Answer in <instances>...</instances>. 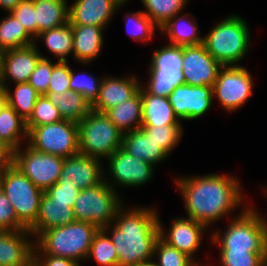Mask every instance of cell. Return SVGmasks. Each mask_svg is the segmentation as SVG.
<instances>
[{
	"label": "cell",
	"mask_w": 267,
	"mask_h": 266,
	"mask_svg": "<svg viewBox=\"0 0 267 266\" xmlns=\"http://www.w3.org/2000/svg\"><path fill=\"white\" fill-rule=\"evenodd\" d=\"M174 180L182 195L187 217L211 229L219 220L232 216L236 209L244 210L250 205L243 195L240 179L229 173L181 175Z\"/></svg>",
	"instance_id": "6da1fadb"
},
{
	"label": "cell",
	"mask_w": 267,
	"mask_h": 266,
	"mask_svg": "<svg viewBox=\"0 0 267 266\" xmlns=\"http://www.w3.org/2000/svg\"><path fill=\"white\" fill-rule=\"evenodd\" d=\"M124 206L118 210L114 222L102 228L115 246L118 266L150 262L159 238L157 209Z\"/></svg>",
	"instance_id": "7a4b0ae2"
},
{
	"label": "cell",
	"mask_w": 267,
	"mask_h": 266,
	"mask_svg": "<svg viewBox=\"0 0 267 266\" xmlns=\"http://www.w3.org/2000/svg\"><path fill=\"white\" fill-rule=\"evenodd\" d=\"M262 215L255 206L248 205L229 218L225 230H212L209 242L219 250L267 252V218Z\"/></svg>",
	"instance_id": "3957f363"
},
{
	"label": "cell",
	"mask_w": 267,
	"mask_h": 266,
	"mask_svg": "<svg viewBox=\"0 0 267 266\" xmlns=\"http://www.w3.org/2000/svg\"><path fill=\"white\" fill-rule=\"evenodd\" d=\"M246 20L237 14H230L217 22L203 36L206 50L222 66H240L251 46V31Z\"/></svg>",
	"instance_id": "277c9868"
},
{
	"label": "cell",
	"mask_w": 267,
	"mask_h": 266,
	"mask_svg": "<svg viewBox=\"0 0 267 266\" xmlns=\"http://www.w3.org/2000/svg\"><path fill=\"white\" fill-rule=\"evenodd\" d=\"M99 228L91 223L77 221L41 232L34 246L43 254L85 262L91 243Z\"/></svg>",
	"instance_id": "5b68a950"
},
{
	"label": "cell",
	"mask_w": 267,
	"mask_h": 266,
	"mask_svg": "<svg viewBox=\"0 0 267 266\" xmlns=\"http://www.w3.org/2000/svg\"><path fill=\"white\" fill-rule=\"evenodd\" d=\"M79 153L107 160L121 148L123 132L102 112L90 111L78 123Z\"/></svg>",
	"instance_id": "8992f818"
},
{
	"label": "cell",
	"mask_w": 267,
	"mask_h": 266,
	"mask_svg": "<svg viewBox=\"0 0 267 266\" xmlns=\"http://www.w3.org/2000/svg\"><path fill=\"white\" fill-rule=\"evenodd\" d=\"M119 195L104 180L80 190L73 205L76 220L94 224L99 229L108 226L114 222L118 210L125 204Z\"/></svg>",
	"instance_id": "52a82bcc"
},
{
	"label": "cell",
	"mask_w": 267,
	"mask_h": 266,
	"mask_svg": "<svg viewBox=\"0 0 267 266\" xmlns=\"http://www.w3.org/2000/svg\"><path fill=\"white\" fill-rule=\"evenodd\" d=\"M1 190L13 205L18 220L29 229L38 217L43 191L15 165L1 173Z\"/></svg>",
	"instance_id": "ba28073f"
},
{
	"label": "cell",
	"mask_w": 267,
	"mask_h": 266,
	"mask_svg": "<svg viewBox=\"0 0 267 266\" xmlns=\"http://www.w3.org/2000/svg\"><path fill=\"white\" fill-rule=\"evenodd\" d=\"M26 144L34 150L67 158L79 153L78 123L62 120L31 128Z\"/></svg>",
	"instance_id": "9c48e42d"
},
{
	"label": "cell",
	"mask_w": 267,
	"mask_h": 266,
	"mask_svg": "<svg viewBox=\"0 0 267 266\" xmlns=\"http://www.w3.org/2000/svg\"><path fill=\"white\" fill-rule=\"evenodd\" d=\"M253 78L245 66H223L213 86V98L226 112H235L253 95Z\"/></svg>",
	"instance_id": "30bf717a"
},
{
	"label": "cell",
	"mask_w": 267,
	"mask_h": 266,
	"mask_svg": "<svg viewBox=\"0 0 267 266\" xmlns=\"http://www.w3.org/2000/svg\"><path fill=\"white\" fill-rule=\"evenodd\" d=\"M64 158L34 150L26 143L14 151V165L43 192L57 183Z\"/></svg>",
	"instance_id": "8fae6325"
},
{
	"label": "cell",
	"mask_w": 267,
	"mask_h": 266,
	"mask_svg": "<svg viewBox=\"0 0 267 266\" xmlns=\"http://www.w3.org/2000/svg\"><path fill=\"white\" fill-rule=\"evenodd\" d=\"M107 162L108 169L104 168V172L107 171L104 173V181L116 191L120 186V188L144 186L151 182L155 175L154 165L131 156L122 148L114 152Z\"/></svg>",
	"instance_id": "7c38bea8"
},
{
	"label": "cell",
	"mask_w": 267,
	"mask_h": 266,
	"mask_svg": "<svg viewBox=\"0 0 267 266\" xmlns=\"http://www.w3.org/2000/svg\"><path fill=\"white\" fill-rule=\"evenodd\" d=\"M158 218L159 237L167 244L175 247L180 252L186 254L193 259L199 266H209V263L204 265L201 260L194 258L196 253L201 248V242L206 232L210 231L208 227L202 223L197 222L189 217L173 218L170 227L167 231L164 225Z\"/></svg>",
	"instance_id": "4fadbf2b"
},
{
	"label": "cell",
	"mask_w": 267,
	"mask_h": 266,
	"mask_svg": "<svg viewBox=\"0 0 267 266\" xmlns=\"http://www.w3.org/2000/svg\"><path fill=\"white\" fill-rule=\"evenodd\" d=\"M177 118L193 121L201 118L210 110L214 98L212 86L181 84L167 97Z\"/></svg>",
	"instance_id": "5bb4252c"
},
{
	"label": "cell",
	"mask_w": 267,
	"mask_h": 266,
	"mask_svg": "<svg viewBox=\"0 0 267 266\" xmlns=\"http://www.w3.org/2000/svg\"><path fill=\"white\" fill-rule=\"evenodd\" d=\"M223 66L206 50L203 43L182 46L184 83L194 86H214Z\"/></svg>",
	"instance_id": "9a60e30c"
},
{
	"label": "cell",
	"mask_w": 267,
	"mask_h": 266,
	"mask_svg": "<svg viewBox=\"0 0 267 266\" xmlns=\"http://www.w3.org/2000/svg\"><path fill=\"white\" fill-rule=\"evenodd\" d=\"M41 54L35 44L0 53V85L28 82Z\"/></svg>",
	"instance_id": "2e32d148"
},
{
	"label": "cell",
	"mask_w": 267,
	"mask_h": 266,
	"mask_svg": "<svg viewBox=\"0 0 267 266\" xmlns=\"http://www.w3.org/2000/svg\"><path fill=\"white\" fill-rule=\"evenodd\" d=\"M102 162L80 153L64 158L57 184L77 185L80 190L93 187L104 180Z\"/></svg>",
	"instance_id": "e0dca14e"
},
{
	"label": "cell",
	"mask_w": 267,
	"mask_h": 266,
	"mask_svg": "<svg viewBox=\"0 0 267 266\" xmlns=\"http://www.w3.org/2000/svg\"><path fill=\"white\" fill-rule=\"evenodd\" d=\"M129 0H74L69 4L71 25H92L106 28L118 9Z\"/></svg>",
	"instance_id": "ac0fdd59"
},
{
	"label": "cell",
	"mask_w": 267,
	"mask_h": 266,
	"mask_svg": "<svg viewBox=\"0 0 267 266\" xmlns=\"http://www.w3.org/2000/svg\"><path fill=\"white\" fill-rule=\"evenodd\" d=\"M136 75L122 77L105 74L102 78L99 96L92 104V109L105 113L107 110L132 98L141 86Z\"/></svg>",
	"instance_id": "d6986e66"
},
{
	"label": "cell",
	"mask_w": 267,
	"mask_h": 266,
	"mask_svg": "<svg viewBox=\"0 0 267 266\" xmlns=\"http://www.w3.org/2000/svg\"><path fill=\"white\" fill-rule=\"evenodd\" d=\"M33 250L29 230L0 231V266H32Z\"/></svg>",
	"instance_id": "ffe728a7"
},
{
	"label": "cell",
	"mask_w": 267,
	"mask_h": 266,
	"mask_svg": "<svg viewBox=\"0 0 267 266\" xmlns=\"http://www.w3.org/2000/svg\"><path fill=\"white\" fill-rule=\"evenodd\" d=\"M71 28L73 31L72 57L82 66L88 67L101 55L106 28L92 25H71Z\"/></svg>",
	"instance_id": "44dd1931"
},
{
	"label": "cell",
	"mask_w": 267,
	"mask_h": 266,
	"mask_svg": "<svg viewBox=\"0 0 267 266\" xmlns=\"http://www.w3.org/2000/svg\"><path fill=\"white\" fill-rule=\"evenodd\" d=\"M75 220L72 203H55L43 192L38 217L28 230L35 239L43 231L70 224Z\"/></svg>",
	"instance_id": "7402d4cb"
},
{
	"label": "cell",
	"mask_w": 267,
	"mask_h": 266,
	"mask_svg": "<svg viewBox=\"0 0 267 266\" xmlns=\"http://www.w3.org/2000/svg\"><path fill=\"white\" fill-rule=\"evenodd\" d=\"M121 148L133 157L141 159L156 167L169 155L157 144L142 127L123 133Z\"/></svg>",
	"instance_id": "603a6c76"
},
{
	"label": "cell",
	"mask_w": 267,
	"mask_h": 266,
	"mask_svg": "<svg viewBox=\"0 0 267 266\" xmlns=\"http://www.w3.org/2000/svg\"><path fill=\"white\" fill-rule=\"evenodd\" d=\"M183 13L170 19L160 28L159 33L164 34V37L167 35L170 45L186 46L203 43V35L201 36L198 28V20L191 13Z\"/></svg>",
	"instance_id": "cb8c5ba5"
},
{
	"label": "cell",
	"mask_w": 267,
	"mask_h": 266,
	"mask_svg": "<svg viewBox=\"0 0 267 266\" xmlns=\"http://www.w3.org/2000/svg\"><path fill=\"white\" fill-rule=\"evenodd\" d=\"M142 126L182 125L167 97L149 94L142 86Z\"/></svg>",
	"instance_id": "d4e9b609"
},
{
	"label": "cell",
	"mask_w": 267,
	"mask_h": 266,
	"mask_svg": "<svg viewBox=\"0 0 267 266\" xmlns=\"http://www.w3.org/2000/svg\"><path fill=\"white\" fill-rule=\"evenodd\" d=\"M36 16V36L69 22L67 0H33Z\"/></svg>",
	"instance_id": "484cf974"
},
{
	"label": "cell",
	"mask_w": 267,
	"mask_h": 266,
	"mask_svg": "<svg viewBox=\"0 0 267 266\" xmlns=\"http://www.w3.org/2000/svg\"><path fill=\"white\" fill-rule=\"evenodd\" d=\"M45 96L58 108L64 120L79 123L92 110L91 103L80 93L63 91L47 92Z\"/></svg>",
	"instance_id": "4316f807"
},
{
	"label": "cell",
	"mask_w": 267,
	"mask_h": 266,
	"mask_svg": "<svg viewBox=\"0 0 267 266\" xmlns=\"http://www.w3.org/2000/svg\"><path fill=\"white\" fill-rule=\"evenodd\" d=\"M105 114L123 133L142 127V98L138 91L132 98L107 110Z\"/></svg>",
	"instance_id": "83f0119b"
},
{
	"label": "cell",
	"mask_w": 267,
	"mask_h": 266,
	"mask_svg": "<svg viewBox=\"0 0 267 266\" xmlns=\"http://www.w3.org/2000/svg\"><path fill=\"white\" fill-rule=\"evenodd\" d=\"M0 141L14 151L27 142L26 121L8 104L0 111Z\"/></svg>",
	"instance_id": "f1b7e54d"
},
{
	"label": "cell",
	"mask_w": 267,
	"mask_h": 266,
	"mask_svg": "<svg viewBox=\"0 0 267 266\" xmlns=\"http://www.w3.org/2000/svg\"><path fill=\"white\" fill-rule=\"evenodd\" d=\"M34 40H40L45 44V49L56 58L57 61H69L68 56H73V31L71 23L44 31L37 35Z\"/></svg>",
	"instance_id": "f546056e"
},
{
	"label": "cell",
	"mask_w": 267,
	"mask_h": 266,
	"mask_svg": "<svg viewBox=\"0 0 267 266\" xmlns=\"http://www.w3.org/2000/svg\"><path fill=\"white\" fill-rule=\"evenodd\" d=\"M35 43L34 38L10 13L0 20V53L27 47Z\"/></svg>",
	"instance_id": "4dcf8cb0"
},
{
	"label": "cell",
	"mask_w": 267,
	"mask_h": 266,
	"mask_svg": "<svg viewBox=\"0 0 267 266\" xmlns=\"http://www.w3.org/2000/svg\"><path fill=\"white\" fill-rule=\"evenodd\" d=\"M184 84L182 70L148 69L146 83L141 86L151 95L168 97L175 87Z\"/></svg>",
	"instance_id": "1f68e13d"
},
{
	"label": "cell",
	"mask_w": 267,
	"mask_h": 266,
	"mask_svg": "<svg viewBox=\"0 0 267 266\" xmlns=\"http://www.w3.org/2000/svg\"><path fill=\"white\" fill-rule=\"evenodd\" d=\"M12 85L14 88L13 91H11L12 89L9 85L5 87L7 104L27 121L32 115L36 100L40 94L29 84V82L15 83Z\"/></svg>",
	"instance_id": "d6a6232c"
},
{
	"label": "cell",
	"mask_w": 267,
	"mask_h": 266,
	"mask_svg": "<svg viewBox=\"0 0 267 266\" xmlns=\"http://www.w3.org/2000/svg\"><path fill=\"white\" fill-rule=\"evenodd\" d=\"M190 0H141L143 13L159 28L165 25L177 14L182 13Z\"/></svg>",
	"instance_id": "836d02e7"
},
{
	"label": "cell",
	"mask_w": 267,
	"mask_h": 266,
	"mask_svg": "<svg viewBox=\"0 0 267 266\" xmlns=\"http://www.w3.org/2000/svg\"><path fill=\"white\" fill-rule=\"evenodd\" d=\"M124 16L126 32L137 42L149 43L153 35H156V30L160 32V28L142 10L126 12Z\"/></svg>",
	"instance_id": "e575fe53"
},
{
	"label": "cell",
	"mask_w": 267,
	"mask_h": 266,
	"mask_svg": "<svg viewBox=\"0 0 267 266\" xmlns=\"http://www.w3.org/2000/svg\"><path fill=\"white\" fill-rule=\"evenodd\" d=\"M93 259L99 266H118L115 246L110 237L99 229L91 243L86 261Z\"/></svg>",
	"instance_id": "d590c367"
},
{
	"label": "cell",
	"mask_w": 267,
	"mask_h": 266,
	"mask_svg": "<svg viewBox=\"0 0 267 266\" xmlns=\"http://www.w3.org/2000/svg\"><path fill=\"white\" fill-rule=\"evenodd\" d=\"M153 259L155 266H199L189 256L170 246L160 237L155 242Z\"/></svg>",
	"instance_id": "8d00e7d4"
},
{
	"label": "cell",
	"mask_w": 267,
	"mask_h": 266,
	"mask_svg": "<svg viewBox=\"0 0 267 266\" xmlns=\"http://www.w3.org/2000/svg\"><path fill=\"white\" fill-rule=\"evenodd\" d=\"M183 125L165 126H142L151 135L153 140L170 156L171 152L182 140L184 129Z\"/></svg>",
	"instance_id": "74e56055"
},
{
	"label": "cell",
	"mask_w": 267,
	"mask_h": 266,
	"mask_svg": "<svg viewBox=\"0 0 267 266\" xmlns=\"http://www.w3.org/2000/svg\"><path fill=\"white\" fill-rule=\"evenodd\" d=\"M64 120L58 108L45 96L40 95L34 106L32 115L26 121L27 132L37 126Z\"/></svg>",
	"instance_id": "f35d334b"
},
{
	"label": "cell",
	"mask_w": 267,
	"mask_h": 266,
	"mask_svg": "<svg viewBox=\"0 0 267 266\" xmlns=\"http://www.w3.org/2000/svg\"><path fill=\"white\" fill-rule=\"evenodd\" d=\"M100 76H95L85 71L77 73L71 68L70 90L82 94L92 105L99 96L103 78L102 75Z\"/></svg>",
	"instance_id": "ab89813d"
},
{
	"label": "cell",
	"mask_w": 267,
	"mask_h": 266,
	"mask_svg": "<svg viewBox=\"0 0 267 266\" xmlns=\"http://www.w3.org/2000/svg\"><path fill=\"white\" fill-rule=\"evenodd\" d=\"M148 69H182V46L166 44L153 52Z\"/></svg>",
	"instance_id": "60d3db41"
},
{
	"label": "cell",
	"mask_w": 267,
	"mask_h": 266,
	"mask_svg": "<svg viewBox=\"0 0 267 266\" xmlns=\"http://www.w3.org/2000/svg\"><path fill=\"white\" fill-rule=\"evenodd\" d=\"M220 266H262L267 252L219 250Z\"/></svg>",
	"instance_id": "b9f144b4"
},
{
	"label": "cell",
	"mask_w": 267,
	"mask_h": 266,
	"mask_svg": "<svg viewBox=\"0 0 267 266\" xmlns=\"http://www.w3.org/2000/svg\"><path fill=\"white\" fill-rule=\"evenodd\" d=\"M34 44L37 46L41 58L37 62L35 70L31 74L28 82L40 95H45L48 91L53 65L56 61L53 62L48 55L46 56L41 52L37 41Z\"/></svg>",
	"instance_id": "7bdbcfd3"
},
{
	"label": "cell",
	"mask_w": 267,
	"mask_h": 266,
	"mask_svg": "<svg viewBox=\"0 0 267 266\" xmlns=\"http://www.w3.org/2000/svg\"><path fill=\"white\" fill-rule=\"evenodd\" d=\"M28 230L17 218L7 195L0 190V231Z\"/></svg>",
	"instance_id": "ee69618b"
},
{
	"label": "cell",
	"mask_w": 267,
	"mask_h": 266,
	"mask_svg": "<svg viewBox=\"0 0 267 266\" xmlns=\"http://www.w3.org/2000/svg\"><path fill=\"white\" fill-rule=\"evenodd\" d=\"M68 63L69 61H57L53 65L47 92L56 91L60 94L63 91H70L71 67Z\"/></svg>",
	"instance_id": "f6af8a7d"
},
{
	"label": "cell",
	"mask_w": 267,
	"mask_h": 266,
	"mask_svg": "<svg viewBox=\"0 0 267 266\" xmlns=\"http://www.w3.org/2000/svg\"><path fill=\"white\" fill-rule=\"evenodd\" d=\"M33 37H36V16L33 0H22L11 12Z\"/></svg>",
	"instance_id": "bcb514c9"
},
{
	"label": "cell",
	"mask_w": 267,
	"mask_h": 266,
	"mask_svg": "<svg viewBox=\"0 0 267 266\" xmlns=\"http://www.w3.org/2000/svg\"><path fill=\"white\" fill-rule=\"evenodd\" d=\"M44 192L52 199L53 202L72 203L73 208L80 189L77 187V185L55 183Z\"/></svg>",
	"instance_id": "7dc6e473"
},
{
	"label": "cell",
	"mask_w": 267,
	"mask_h": 266,
	"mask_svg": "<svg viewBox=\"0 0 267 266\" xmlns=\"http://www.w3.org/2000/svg\"><path fill=\"white\" fill-rule=\"evenodd\" d=\"M32 266H82V265L72 259L43 254L34 246Z\"/></svg>",
	"instance_id": "c3c4849f"
},
{
	"label": "cell",
	"mask_w": 267,
	"mask_h": 266,
	"mask_svg": "<svg viewBox=\"0 0 267 266\" xmlns=\"http://www.w3.org/2000/svg\"><path fill=\"white\" fill-rule=\"evenodd\" d=\"M14 165V150L0 141V173Z\"/></svg>",
	"instance_id": "681fc988"
},
{
	"label": "cell",
	"mask_w": 267,
	"mask_h": 266,
	"mask_svg": "<svg viewBox=\"0 0 267 266\" xmlns=\"http://www.w3.org/2000/svg\"><path fill=\"white\" fill-rule=\"evenodd\" d=\"M22 0H0V8L10 13Z\"/></svg>",
	"instance_id": "f907efd6"
},
{
	"label": "cell",
	"mask_w": 267,
	"mask_h": 266,
	"mask_svg": "<svg viewBox=\"0 0 267 266\" xmlns=\"http://www.w3.org/2000/svg\"><path fill=\"white\" fill-rule=\"evenodd\" d=\"M7 104V93L5 87L0 85V111Z\"/></svg>",
	"instance_id": "816d5d0a"
},
{
	"label": "cell",
	"mask_w": 267,
	"mask_h": 266,
	"mask_svg": "<svg viewBox=\"0 0 267 266\" xmlns=\"http://www.w3.org/2000/svg\"><path fill=\"white\" fill-rule=\"evenodd\" d=\"M134 266H155L153 260L150 261V262H146V263H141V264H138V265H134Z\"/></svg>",
	"instance_id": "f5cc1de1"
},
{
	"label": "cell",
	"mask_w": 267,
	"mask_h": 266,
	"mask_svg": "<svg viewBox=\"0 0 267 266\" xmlns=\"http://www.w3.org/2000/svg\"><path fill=\"white\" fill-rule=\"evenodd\" d=\"M261 188H262L263 193H264L263 195H265V197L267 198V185H264Z\"/></svg>",
	"instance_id": "db71d44e"
},
{
	"label": "cell",
	"mask_w": 267,
	"mask_h": 266,
	"mask_svg": "<svg viewBox=\"0 0 267 266\" xmlns=\"http://www.w3.org/2000/svg\"><path fill=\"white\" fill-rule=\"evenodd\" d=\"M262 266H267V254H266V257H265L264 260H263V264H262Z\"/></svg>",
	"instance_id": "11a10c76"
},
{
	"label": "cell",
	"mask_w": 267,
	"mask_h": 266,
	"mask_svg": "<svg viewBox=\"0 0 267 266\" xmlns=\"http://www.w3.org/2000/svg\"><path fill=\"white\" fill-rule=\"evenodd\" d=\"M0 190H1V173H0Z\"/></svg>",
	"instance_id": "9f6ffc18"
}]
</instances>
